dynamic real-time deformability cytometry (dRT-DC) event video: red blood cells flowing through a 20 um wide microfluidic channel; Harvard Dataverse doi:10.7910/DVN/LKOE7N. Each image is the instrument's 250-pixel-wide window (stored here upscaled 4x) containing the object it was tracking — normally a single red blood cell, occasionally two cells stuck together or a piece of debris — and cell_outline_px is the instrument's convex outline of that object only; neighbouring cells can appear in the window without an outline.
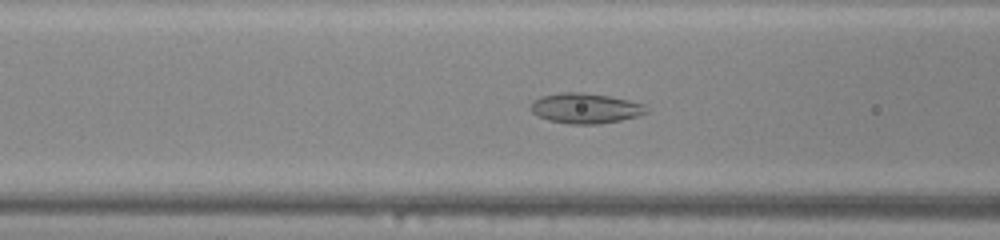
{"species": "common noctule bat (a hibernating species)", "species_latin": "Nyctalus noctula", "temperature_condition": "warm", "stored_images_in_passage": 37, "camera_frame_rate_fps": 3000, "um_per_image_px": 0.085, "animal": {"sex": "male", "body_mass_g": 20.0, "forearm_length_mm": 53.3}, "frame": {"image": 1, "passage_image": 12, "time_ms": 3.667, "image_size_px": [1000, 240], "cell_outline_px": [[648, 112], [636, 116], [620, 120], [600, 124], [568, 124], [548, 120], [532, 112], [528, 108], [532, 100], [540, 96], [564, 92], [580, 92], [608, 96], [628, 100], [644, 104], [648, 108]], "centroid_in_image_um": [49.72, 9.2], "position_along_channel_um": 116.9, "area_um2": 20.4}}
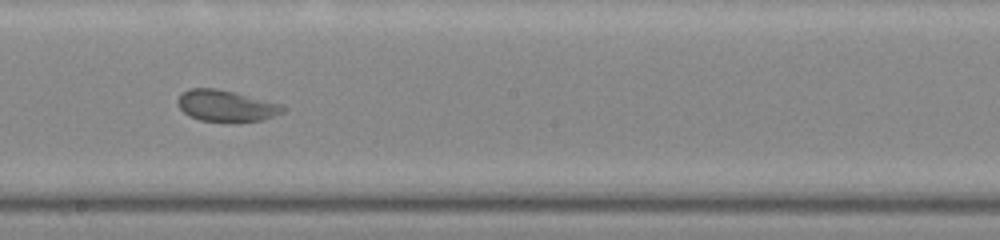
{"frame": {"image": 2, "passage_image": 20, "time_ms": 6.333, "image_size_px": [1000, 240], "cell_outline_px": [[288, 108], [284, 112], [260, 120], [200, 120], [188, 116], [176, 104], [176, 100], [188, 88], [216, 88], [236, 92], [284, 104]], "centroid_in_image_um": [19.23, 8.96], "position_along_channel_um": 229.0, "area_um2": 19.07}}
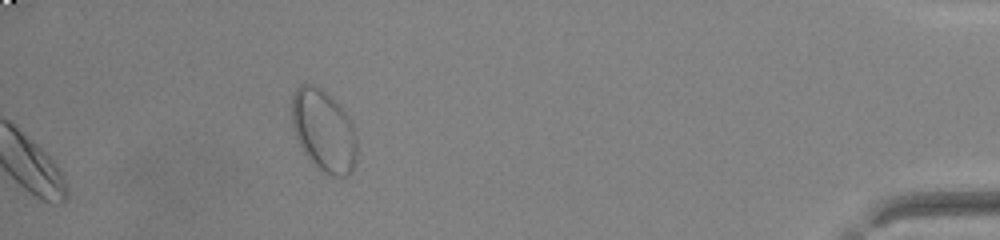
{"frame": {"image": 3, "passage_image": 37, "time_ms": 12.0, "image_size_px": [1000, 240], "cell_outline_px": [[356, 160], [352, 172], [344, 176], [332, 176], [324, 172], [304, 152], [296, 136], [292, 124], [292, 96], [296, 88], [300, 84], [312, 84], [320, 88], [348, 116], [352, 124], [356, 136]], "centroid_in_image_um": [27.51, 11.11], "position_along_channel_um": 407.7, "area_um2": 30.4}}